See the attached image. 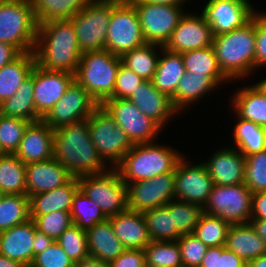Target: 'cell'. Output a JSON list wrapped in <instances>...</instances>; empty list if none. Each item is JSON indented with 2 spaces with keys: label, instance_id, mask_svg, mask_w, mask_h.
Listing matches in <instances>:
<instances>
[{
  "label": "cell",
  "instance_id": "1",
  "mask_svg": "<svg viewBox=\"0 0 266 267\" xmlns=\"http://www.w3.org/2000/svg\"><path fill=\"white\" fill-rule=\"evenodd\" d=\"M53 144V157L73 177L99 174L110 169L98 155L91 140L88 118L55 129Z\"/></svg>",
  "mask_w": 266,
  "mask_h": 267
},
{
  "label": "cell",
  "instance_id": "2",
  "mask_svg": "<svg viewBox=\"0 0 266 267\" xmlns=\"http://www.w3.org/2000/svg\"><path fill=\"white\" fill-rule=\"evenodd\" d=\"M36 64L47 70L75 74L82 56L70 19L39 24L34 48Z\"/></svg>",
  "mask_w": 266,
  "mask_h": 267
},
{
  "label": "cell",
  "instance_id": "3",
  "mask_svg": "<svg viewBox=\"0 0 266 267\" xmlns=\"http://www.w3.org/2000/svg\"><path fill=\"white\" fill-rule=\"evenodd\" d=\"M218 65L231 81L248 77L255 71V13L243 27L213 37Z\"/></svg>",
  "mask_w": 266,
  "mask_h": 267
},
{
  "label": "cell",
  "instance_id": "4",
  "mask_svg": "<svg viewBox=\"0 0 266 267\" xmlns=\"http://www.w3.org/2000/svg\"><path fill=\"white\" fill-rule=\"evenodd\" d=\"M183 154L171 146L151 143L134 144L115 167L126 183L154 178L168 172H175Z\"/></svg>",
  "mask_w": 266,
  "mask_h": 267
},
{
  "label": "cell",
  "instance_id": "5",
  "mask_svg": "<svg viewBox=\"0 0 266 267\" xmlns=\"http://www.w3.org/2000/svg\"><path fill=\"white\" fill-rule=\"evenodd\" d=\"M120 56L108 50L83 52L74 80L101 105L114 91Z\"/></svg>",
  "mask_w": 266,
  "mask_h": 267
},
{
  "label": "cell",
  "instance_id": "6",
  "mask_svg": "<svg viewBox=\"0 0 266 267\" xmlns=\"http://www.w3.org/2000/svg\"><path fill=\"white\" fill-rule=\"evenodd\" d=\"M38 26L31 0H0V42L34 52Z\"/></svg>",
  "mask_w": 266,
  "mask_h": 267
},
{
  "label": "cell",
  "instance_id": "7",
  "mask_svg": "<svg viewBox=\"0 0 266 267\" xmlns=\"http://www.w3.org/2000/svg\"><path fill=\"white\" fill-rule=\"evenodd\" d=\"M88 129L96 151L105 164L115 168L133 147L125 131L100 105L88 118Z\"/></svg>",
  "mask_w": 266,
  "mask_h": 267
},
{
  "label": "cell",
  "instance_id": "8",
  "mask_svg": "<svg viewBox=\"0 0 266 267\" xmlns=\"http://www.w3.org/2000/svg\"><path fill=\"white\" fill-rule=\"evenodd\" d=\"M119 1L94 0L70 18L82 53L105 50L112 9Z\"/></svg>",
  "mask_w": 266,
  "mask_h": 267
},
{
  "label": "cell",
  "instance_id": "9",
  "mask_svg": "<svg viewBox=\"0 0 266 267\" xmlns=\"http://www.w3.org/2000/svg\"><path fill=\"white\" fill-rule=\"evenodd\" d=\"M79 189L109 218L127 210L126 183L115 168L78 177Z\"/></svg>",
  "mask_w": 266,
  "mask_h": 267
},
{
  "label": "cell",
  "instance_id": "10",
  "mask_svg": "<svg viewBox=\"0 0 266 267\" xmlns=\"http://www.w3.org/2000/svg\"><path fill=\"white\" fill-rule=\"evenodd\" d=\"M146 44L135 6L120 0L112 9L105 50L122 57Z\"/></svg>",
  "mask_w": 266,
  "mask_h": 267
},
{
  "label": "cell",
  "instance_id": "11",
  "mask_svg": "<svg viewBox=\"0 0 266 267\" xmlns=\"http://www.w3.org/2000/svg\"><path fill=\"white\" fill-rule=\"evenodd\" d=\"M252 192L245 183L229 186L213 185L204 212L219 216L230 224L249 223Z\"/></svg>",
  "mask_w": 266,
  "mask_h": 267
},
{
  "label": "cell",
  "instance_id": "12",
  "mask_svg": "<svg viewBox=\"0 0 266 267\" xmlns=\"http://www.w3.org/2000/svg\"><path fill=\"white\" fill-rule=\"evenodd\" d=\"M101 106L116 121L133 144L154 142L162 128L146 117L131 101L108 98Z\"/></svg>",
  "mask_w": 266,
  "mask_h": 267
},
{
  "label": "cell",
  "instance_id": "13",
  "mask_svg": "<svg viewBox=\"0 0 266 267\" xmlns=\"http://www.w3.org/2000/svg\"><path fill=\"white\" fill-rule=\"evenodd\" d=\"M136 8L146 43L164 46L185 12L181 6L156 5L129 0Z\"/></svg>",
  "mask_w": 266,
  "mask_h": 267
},
{
  "label": "cell",
  "instance_id": "14",
  "mask_svg": "<svg viewBox=\"0 0 266 267\" xmlns=\"http://www.w3.org/2000/svg\"><path fill=\"white\" fill-rule=\"evenodd\" d=\"M174 172L126 184L127 210L144 212L166 205L174 198Z\"/></svg>",
  "mask_w": 266,
  "mask_h": 267
},
{
  "label": "cell",
  "instance_id": "15",
  "mask_svg": "<svg viewBox=\"0 0 266 267\" xmlns=\"http://www.w3.org/2000/svg\"><path fill=\"white\" fill-rule=\"evenodd\" d=\"M99 106L96 100L74 80L62 98L42 120L55 130L72 122L89 118Z\"/></svg>",
  "mask_w": 266,
  "mask_h": 267
},
{
  "label": "cell",
  "instance_id": "16",
  "mask_svg": "<svg viewBox=\"0 0 266 267\" xmlns=\"http://www.w3.org/2000/svg\"><path fill=\"white\" fill-rule=\"evenodd\" d=\"M184 157L180 159L174 172V198L204 208L214 185L213 180L204 163L192 165Z\"/></svg>",
  "mask_w": 266,
  "mask_h": 267
},
{
  "label": "cell",
  "instance_id": "17",
  "mask_svg": "<svg viewBox=\"0 0 266 267\" xmlns=\"http://www.w3.org/2000/svg\"><path fill=\"white\" fill-rule=\"evenodd\" d=\"M201 13L216 36L243 27L252 19L255 9L249 0H208Z\"/></svg>",
  "mask_w": 266,
  "mask_h": 267
},
{
  "label": "cell",
  "instance_id": "18",
  "mask_svg": "<svg viewBox=\"0 0 266 267\" xmlns=\"http://www.w3.org/2000/svg\"><path fill=\"white\" fill-rule=\"evenodd\" d=\"M213 37L211 26L202 13L199 16L184 13L163 47L172 52L183 53L212 46Z\"/></svg>",
  "mask_w": 266,
  "mask_h": 267
},
{
  "label": "cell",
  "instance_id": "19",
  "mask_svg": "<svg viewBox=\"0 0 266 267\" xmlns=\"http://www.w3.org/2000/svg\"><path fill=\"white\" fill-rule=\"evenodd\" d=\"M74 81V74L66 71L47 70L37 64L33 67L34 103L43 118L62 98Z\"/></svg>",
  "mask_w": 266,
  "mask_h": 267
},
{
  "label": "cell",
  "instance_id": "20",
  "mask_svg": "<svg viewBox=\"0 0 266 267\" xmlns=\"http://www.w3.org/2000/svg\"><path fill=\"white\" fill-rule=\"evenodd\" d=\"M146 117L151 118L162 129L179 112L171 98L154 87L152 81L144 80L128 98ZM173 116V117H172Z\"/></svg>",
  "mask_w": 266,
  "mask_h": 267
},
{
  "label": "cell",
  "instance_id": "21",
  "mask_svg": "<svg viewBox=\"0 0 266 267\" xmlns=\"http://www.w3.org/2000/svg\"><path fill=\"white\" fill-rule=\"evenodd\" d=\"M204 165L213 180L221 186L237 185L245 180V156L235 147H225L213 152Z\"/></svg>",
  "mask_w": 266,
  "mask_h": 267
},
{
  "label": "cell",
  "instance_id": "22",
  "mask_svg": "<svg viewBox=\"0 0 266 267\" xmlns=\"http://www.w3.org/2000/svg\"><path fill=\"white\" fill-rule=\"evenodd\" d=\"M53 132L43 120L30 122L15 155L25 165L53 158Z\"/></svg>",
  "mask_w": 266,
  "mask_h": 267
},
{
  "label": "cell",
  "instance_id": "23",
  "mask_svg": "<svg viewBox=\"0 0 266 267\" xmlns=\"http://www.w3.org/2000/svg\"><path fill=\"white\" fill-rule=\"evenodd\" d=\"M73 176L54 157L26 164V195L28 197L66 184Z\"/></svg>",
  "mask_w": 266,
  "mask_h": 267
},
{
  "label": "cell",
  "instance_id": "24",
  "mask_svg": "<svg viewBox=\"0 0 266 267\" xmlns=\"http://www.w3.org/2000/svg\"><path fill=\"white\" fill-rule=\"evenodd\" d=\"M36 226L32 219L0 232V254L29 266L33 262Z\"/></svg>",
  "mask_w": 266,
  "mask_h": 267
},
{
  "label": "cell",
  "instance_id": "25",
  "mask_svg": "<svg viewBox=\"0 0 266 267\" xmlns=\"http://www.w3.org/2000/svg\"><path fill=\"white\" fill-rule=\"evenodd\" d=\"M108 219L116 237L126 249H144L151 242L141 212L126 210Z\"/></svg>",
  "mask_w": 266,
  "mask_h": 267
},
{
  "label": "cell",
  "instance_id": "26",
  "mask_svg": "<svg viewBox=\"0 0 266 267\" xmlns=\"http://www.w3.org/2000/svg\"><path fill=\"white\" fill-rule=\"evenodd\" d=\"M78 189V178L72 177L60 187L30 196V215H45L55 211L70 212L73 196Z\"/></svg>",
  "mask_w": 266,
  "mask_h": 267
},
{
  "label": "cell",
  "instance_id": "27",
  "mask_svg": "<svg viewBox=\"0 0 266 267\" xmlns=\"http://www.w3.org/2000/svg\"><path fill=\"white\" fill-rule=\"evenodd\" d=\"M86 233L89 255L103 262L111 263L126 250L116 237L108 218L88 229Z\"/></svg>",
  "mask_w": 266,
  "mask_h": 267
},
{
  "label": "cell",
  "instance_id": "28",
  "mask_svg": "<svg viewBox=\"0 0 266 267\" xmlns=\"http://www.w3.org/2000/svg\"><path fill=\"white\" fill-rule=\"evenodd\" d=\"M225 247L245 262L266 254V245L250 223L231 224Z\"/></svg>",
  "mask_w": 266,
  "mask_h": 267
},
{
  "label": "cell",
  "instance_id": "29",
  "mask_svg": "<svg viewBox=\"0 0 266 267\" xmlns=\"http://www.w3.org/2000/svg\"><path fill=\"white\" fill-rule=\"evenodd\" d=\"M234 94L230 104L237 114L236 117L266 128V95L261 89L254 84L240 88Z\"/></svg>",
  "mask_w": 266,
  "mask_h": 267
},
{
  "label": "cell",
  "instance_id": "30",
  "mask_svg": "<svg viewBox=\"0 0 266 267\" xmlns=\"http://www.w3.org/2000/svg\"><path fill=\"white\" fill-rule=\"evenodd\" d=\"M160 52L163 56L159 57L152 82L157 90L172 98L186 69L181 53L169 51L162 45Z\"/></svg>",
  "mask_w": 266,
  "mask_h": 267
},
{
  "label": "cell",
  "instance_id": "31",
  "mask_svg": "<svg viewBox=\"0 0 266 267\" xmlns=\"http://www.w3.org/2000/svg\"><path fill=\"white\" fill-rule=\"evenodd\" d=\"M220 85L209 75H198L187 72L178 82L175 95L171 98L174 108L180 113L185 108ZM207 93V94H206Z\"/></svg>",
  "mask_w": 266,
  "mask_h": 267
},
{
  "label": "cell",
  "instance_id": "32",
  "mask_svg": "<svg viewBox=\"0 0 266 267\" xmlns=\"http://www.w3.org/2000/svg\"><path fill=\"white\" fill-rule=\"evenodd\" d=\"M0 114L5 117L28 120L29 122L42 120L34 103L33 69L31 74L21 83L17 92L0 104Z\"/></svg>",
  "mask_w": 266,
  "mask_h": 267
},
{
  "label": "cell",
  "instance_id": "33",
  "mask_svg": "<svg viewBox=\"0 0 266 267\" xmlns=\"http://www.w3.org/2000/svg\"><path fill=\"white\" fill-rule=\"evenodd\" d=\"M36 64L34 52L21 53L0 69V104L12 97Z\"/></svg>",
  "mask_w": 266,
  "mask_h": 267
},
{
  "label": "cell",
  "instance_id": "34",
  "mask_svg": "<svg viewBox=\"0 0 266 267\" xmlns=\"http://www.w3.org/2000/svg\"><path fill=\"white\" fill-rule=\"evenodd\" d=\"M187 72L198 75H209L219 85L230 81L221 71L213 46L189 50L181 53Z\"/></svg>",
  "mask_w": 266,
  "mask_h": 267
},
{
  "label": "cell",
  "instance_id": "35",
  "mask_svg": "<svg viewBox=\"0 0 266 267\" xmlns=\"http://www.w3.org/2000/svg\"><path fill=\"white\" fill-rule=\"evenodd\" d=\"M94 0H31L39 24L51 20L70 19Z\"/></svg>",
  "mask_w": 266,
  "mask_h": 267
},
{
  "label": "cell",
  "instance_id": "36",
  "mask_svg": "<svg viewBox=\"0 0 266 267\" xmlns=\"http://www.w3.org/2000/svg\"><path fill=\"white\" fill-rule=\"evenodd\" d=\"M0 191L26 194V165L15 154H0Z\"/></svg>",
  "mask_w": 266,
  "mask_h": 267
},
{
  "label": "cell",
  "instance_id": "37",
  "mask_svg": "<svg viewBox=\"0 0 266 267\" xmlns=\"http://www.w3.org/2000/svg\"><path fill=\"white\" fill-rule=\"evenodd\" d=\"M234 147L245 157L266 150V128L238 117L233 131Z\"/></svg>",
  "mask_w": 266,
  "mask_h": 267
},
{
  "label": "cell",
  "instance_id": "38",
  "mask_svg": "<svg viewBox=\"0 0 266 267\" xmlns=\"http://www.w3.org/2000/svg\"><path fill=\"white\" fill-rule=\"evenodd\" d=\"M161 49V45L155 43H146L125 53L122 57V64L128 69L134 71L143 80L152 81L157 69L159 57L156 54Z\"/></svg>",
  "mask_w": 266,
  "mask_h": 267
},
{
  "label": "cell",
  "instance_id": "39",
  "mask_svg": "<svg viewBox=\"0 0 266 267\" xmlns=\"http://www.w3.org/2000/svg\"><path fill=\"white\" fill-rule=\"evenodd\" d=\"M151 241H177L181 236L174 224L173 213L164 205L142 212Z\"/></svg>",
  "mask_w": 266,
  "mask_h": 267
},
{
  "label": "cell",
  "instance_id": "40",
  "mask_svg": "<svg viewBox=\"0 0 266 267\" xmlns=\"http://www.w3.org/2000/svg\"><path fill=\"white\" fill-rule=\"evenodd\" d=\"M30 219L29 197L26 194H4L0 200V232Z\"/></svg>",
  "mask_w": 266,
  "mask_h": 267
},
{
  "label": "cell",
  "instance_id": "41",
  "mask_svg": "<svg viewBox=\"0 0 266 267\" xmlns=\"http://www.w3.org/2000/svg\"><path fill=\"white\" fill-rule=\"evenodd\" d=\"M70 214L72 223L86 231L107 219L98 204L80 189L73 196Z\"/></svg>",
  "mask_w": 266,
  "mask_h": 267
},
{
  "label": "cell",
  "instance_id": "42",
  "mask_svg": "<svg viewBox=\"0 0 266 267\" xmlns=\"http://www.w3.org/2000/svg\"><path fill=\"white\" fill-rule=\"evenodd\" d=\"M144 252L149 267H183L177 241H151Z\"/></svg>",
  "mask_w": 266,
  "mask_h": 267
},
{
  "label": "cell",
  "instance_id": "43",
  "mask_svg": "<svg viewBox=\"0 0 266 267\" xmlns=\"http://www.w3.org/2000/svg\"><path fill=\"white\" fill-rule=\"evenodd\" d=\"M230 223L219 216L203 213L193 234L207 247L225 246Z\"/></svg>",
  "mask_w": 266,
  "mask_h": 267
},
{
  "label": "cell",
  "instance_id": "44",
  "mask_svg": "<svg viewBox=\"0 0 266 267\" xmlns=\"http://www.w3.org/2000/svg\"><path fill=\"white\" fill-rule=\"evenodd\" d=\"M172 213L174 224L180 235L193 234L204 208L197 204L173 199L165 205Z\"/></svg>",
  "mask_w": 266,
  "mask_h": 267
},
{
  "label": "cell",
  "instance_id": "45",
  "mask_svg": "<svg viewBox=\"0 0 266 267\" xmlns=\"http://www.w3.org/2000/svg\"><path fill=\"white\" fill-rule=\"evenodd\" d=\"M29 123L28 120L0 114V153L15 154Z\"/></svg>",
  "mask_w": 266,
  "mask_h": 267
},
{
  "label": "cell",
  "instance_id": "46",
  "mask_svg": "<svg viewBox=\"0 0 266 267\" xmlns=\"http://www.w3.org/2000/svg\"><path fill=\"white\" fill-rule=\"evenodd\" d=\"M56 242L74 263L89 256L86 230L81 229L75 224H71V226L56 239Z\"/></svg>",
  "mask_w": 266,
  "mask_h": 267
},
{
  "label": "cell",
  "instance_id": "47",
  "mask_svg": "<svg viewBox=\"0 0 266 267\" xmlns=\"http://www.w3.org/2000/svg\"><path fill=\"white\" fill-rule=\"evenodd\" d=\"M252 193L266 189V150L245 157V180Z\"/></svg>",
  "mask_w": 266,
  "mask_h": 267
},
{
  "label": "cell",
  "instance_id": "48",
  "mask_svg": "<svg viewBox=\"0 0 266 267\" xmlns=\"http://www.w3.org/2000/svg\"><path fill=\"white\" fill-rule=\"evenodd\" d=\"M36 229L47 236L58 239L72 223L70 212L55 211L45 215H30Z\"/></svg>",
  "mask_w": 266,
  "mask_h": 267
},
{
  "label": "cell",
  "instance_id": "49",
  "mask_svg": "<svg viewBox=\"0 0 266 267\" xmlns=\"http://www.w3.org/2000/svg\"><path fill=\"white\" fill-rule=\"evenodd\" d=\"M183 267H200L207 246L194 234L181 235L178 240Z\"/></svg>",
  "mask_w": 266,
  "mask_h": 267
},
{
  "label": "cell",
  "instance_id": "50",
  "mask_svg": "<svg viewBox=\"0 0 266 267\" xmlns=\"http://www.w3.org/2000/svg\"><path fill=\"white\" fill-rule=\"evenodd\" d=\"M30 267H74V262L55 240L48 248L34 257Z\"/></svg>",
  "mask_w": 266,
  "mask_h": 267
},
{
  "label": "cell",
  "instance_id": "51",
  "mask_svg": "<svg viewBox=\"0 0 266 267\" xmlns=\"http://www.w3.org/2000/svg\"><path fill=\"white\" fill-rule=\"evenodd\" d=\"M143 81L134 71L121 64L117 72L113 94L109 98L128 99L133 90Z\"/></svg>",
  "mask_w": 266,
  "mask_h": 267
},
{
  "label": "cell",
  "instance_id": "52",
  "mask_svg": "<svg viewBox=\"0 0 266 267\" xmlns=\"http://www.w3.org/2000/svg\"><path fill=\"white\" fill-rule=\"evenodd\" d=\"M255 70L266 66V13L255 12Z\"/></svg>",
  "mask_w": 266,
  "mask_h": 267
},
{
  "label": "cell",
  "instance_id": "53",
  "mask_svg": "<svg viewBox=\"0 0 266 267\" xmlns=\"http://www.w3.org/2000/svg\"><path fill=\"white\" fill-rule=\"evenodd\" d=\"M111 267H145L144 249H126L110 263Z\"/></svg>",
  "mask_w": 266,
  "mask_h": 267
},
{
  "label": "cell",
  "instance_id": "54",
  "mask_svg": "<svg viewBox=\"0 0 266 267\" xmlns=\"http://www.w3.org/2000/svg\"><path fill=\"white\" fill-rule=\"evenodd\" d=\"M250 219H266V189L252 193V211Z\"/></svg>",
  "mask_w": 266,
  "mask_h": 267
},
{
  "label": "cell",
  "instance_id": "55",
  "mask_svg": "<svg viewBox=\"0 0 266 267\" xmlns=\"http://www.w3.org/2000/svg\"><path fill=\"white\" fill-rule=\"evenodd\" d=\"M247 262L225 246H220L219 267H243Z\"/></svg>",
  "mask_w": 266,
  "mask_h": 267
},
{
  "label": "cell",
  "instance_id": "56",
  "mask_svg": "<svg viewBox=\"0 0 266 267\" xmlns=\"http://www.w3.org/2000/svg\"><path fill=\"white\" fill-rule=\"evenodd\" d=\"M55 240L45 233L35 229V238L33 241V260L37 254H40L46 248H48Z\"/></svg>",
  "mask_w": 266,
  "mask_h": 267
},
{
  "label": "cell",
  "instance_id": "57",
  "mask_svg": "<svg viewBox=\"0 0 266 267\" xmlns=\"http://www.w3.org/2000/svg\"><path fill=\"white\" fill-rule=\"evenodd\" d=\"M20 54L14 46L0 42V69L16 59Z\"/></svg>",
  "mask_w": 266,
  "mask_h": 267
},
{
  "label": "cell",
  "instance_id": "58",
  "mask_svg": "<svg viewBox=\"0 0 266 267\" xmlns=\"http://www.w3.org/2000/svg\"><path fill=\"white\" fill-rule=\"evenodd\" d=\"M220 246L208 247L200 267H219Z\"/></svg>",
  "mask_w": 266,
  "mask_h": 267
},
{
  "label": "cell",
  "instance_id": "59",
  "mask_svg": "<svg viewBox=\"0 0 266 267\" xmlns=\"http://www.w3.org/2000/svg\"><path fill=\"white\" fill-rule=\"evenodd\" d=\"M74 267H111L110 263L103 262L93 256H87L77 263H74Z\"/></svg>",
  "mask_w": 266,
  "mask_h": 267
},
{
  "label": "cell",
  "instance_id": "60",
  "mask_svg": "<svg viewBox=\"0 0 266 267\" xmlns=\"http://www.w3.org/2000/svg\"><path fill=\"white\" fill-rule=\"evenodd\" d=\"M249 223L266 245V219H250Z\"/></svg>",
  "mask_w": 266,
  "mask_h": 267
},
{
  "label": "cell",
  "instance_id": "61",
  "mask_svg": "<svg viewBox=\"0 0 266 267\" xmlns=\"http://www.w3.org/2000/svg\"><path fill=\"white\" fill-rule=\"evenodd\" d=\"M138 2H145L156 5H170V6H184L187 0H137Z\"/></svg>",
  "mask_w": 266,
  "mask_h": 267
},
{
  "label": "cell",
  "instance_id": "62",
  "mask_svg": "<svg viewBox=\"0 0 266 267\" xmlns=\"http://www.w3.org/2000/svg\"><path fill=\"white\" fill-rule=\"evenodd\" d=\"M0 267H29V266L15 260H11L0 254Z\"/></svg>",
  "mask_w": 266,
  "mask_h": 267
},
{
  "label": "cell",
  "instance_id": "63",
  "mask_svg": "<svg viewBox=\"0 0 266 267\" xmlns=\"http://www.w3.org/2000/svg\"><path fill=\"white\" fill-rule=\"evenodd\" d=\"M251 267H266V254L248 262Z\"/></svg>",
  "mask_w": 266,
  "mask_h": 267
},
{
  "label": "cell",
  "instance_id": "64",
  "mask_svg": "<svg viewBox=\"0 0 266 267\" xmlns=\"http://www.w3.org/2000/svg\"><path fill=\"white\" fill-rule=\"evenodd\" d=\"M260 89L261 91L266 95V78L261 80V82H258L256 84Z\"/></svg>",
  "mask_w": 266,
  "mask_h": 267
},
{
  "label": "cell",
  "instance_id": "65",
  "mask_svg": "<svg viewBox=\"0 0 266 267\" xmlns=\"http://www.w3.org/2000/svg\"><path fill=\"white\" fill-rule=\"evenodd\" d=\"M3 193L0 191V200H1V198L3 197Z\"/></svg>",
  "mask_w": 266,
  "mask_h": 267
},
{
  "label": "cell",
  "instance_id": "66",
  "mask_svg": "<svg viewBox=\"0 0 266 267\" xmlns=\"http://www.w3.org/2000/svg\"><path fill=\"white\" fill-rule=\"evenodd\" d=\"M243 267H251L248 263H246Z\"/></svg>",
  "mask_w": 266,
  "mask_h": 267
}]
</instances>
